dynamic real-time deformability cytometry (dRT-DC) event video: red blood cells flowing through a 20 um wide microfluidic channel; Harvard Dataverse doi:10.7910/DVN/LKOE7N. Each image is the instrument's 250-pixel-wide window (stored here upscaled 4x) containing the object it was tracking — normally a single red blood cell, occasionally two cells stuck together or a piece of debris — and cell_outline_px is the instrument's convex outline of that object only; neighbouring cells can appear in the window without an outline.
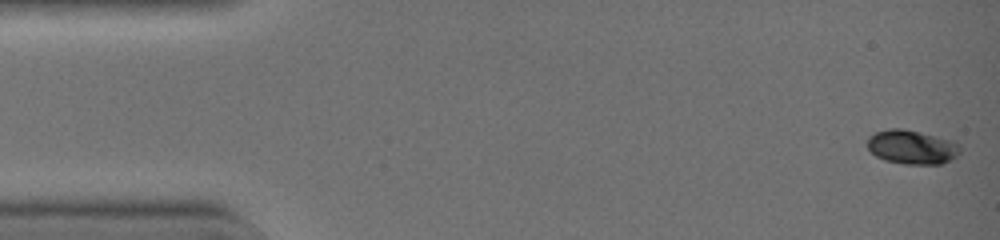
{"species": "common noctule bat (a hibernating species)", "species_latin": "Nyctalus noctula", "temperature_condition": "warm", "stored_images_in_passage": 20, "camera_frame_rate_fps": 3000, "um_per_image_px": 0.085, "animal": {"sex": "female", "body_mass_g": 19.0, "forearm_length_mm": 51.5}, "frame": {"image": 1, "passage_image": 1, "time_ms": 0.0, "image_size_px": [1000, 240], "cell_outline_px": [[960, 152], [952, 160], [940, 164], [904, 164], [884, 160], [876, 156], [868, 148], [868, 136], [876, 132], [892, 128], [900, 128], [948, 140], [956, 144], [960, 148]], "centroid_in_image_um": [77.47, 12.52], "position_along_channel_um": 7.5, "area_um2": 17.98}}
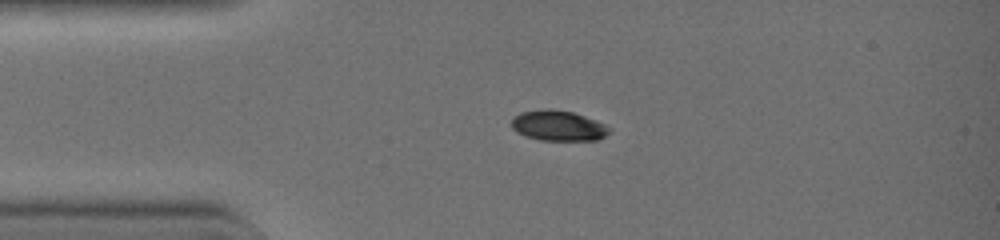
{"frame": {"image": 2, "passage_image": 10, "time_ms": 3.0, "image_size_px": [1000, 240], "cell_outline_px": [[612, 128], [604, 136], [596, 140], [540, 140], [524, 136], [516, 132], [512, 128], [512, 120], [520, 112], [572, 112], [596, 120]], "centroid_in_image_um": [47.48, 10.74], "position_along_channel_um": 37.5, "area_um2": 16.47}}